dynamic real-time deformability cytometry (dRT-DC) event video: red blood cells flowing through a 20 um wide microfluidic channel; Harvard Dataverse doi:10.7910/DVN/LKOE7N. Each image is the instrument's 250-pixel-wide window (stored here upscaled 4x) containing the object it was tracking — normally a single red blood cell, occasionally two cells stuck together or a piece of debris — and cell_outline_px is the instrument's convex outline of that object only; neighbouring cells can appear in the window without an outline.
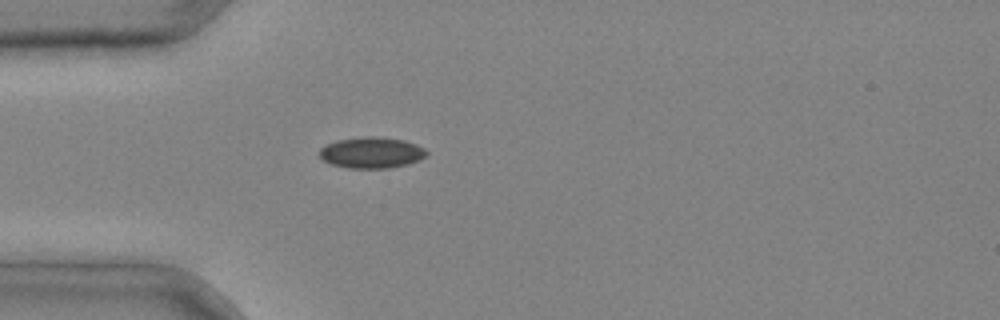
{"species": "common noctule bat (a hibernating species)", "species_latin": "Nyctalus noctula", "temperature_condition": "cold", "stored_images_in_passage": 1, "camera_frame_rate_fps": 3000, "um_per_image_px": 0.085, "animal": {"sex": "male", "body_mass_g": 20.4}, "frame": {"image": 1, "passage_image": 1, "time_ms": 0.0, "image_size_px": [1000, 320], "cell_outline_px": [[428, 152], [420, 160], [408, 164], [388, 168], [348, 168], [328, 164], [320, 156], [320, 148], [336, 140], [364, 136], [372, 136], [404, 140], [416, 144], [424, 148]], "centroid_in_image_um": [31.57, 12.98], "position_along_channel_um": 53.4, "area_um2": 19.42}}